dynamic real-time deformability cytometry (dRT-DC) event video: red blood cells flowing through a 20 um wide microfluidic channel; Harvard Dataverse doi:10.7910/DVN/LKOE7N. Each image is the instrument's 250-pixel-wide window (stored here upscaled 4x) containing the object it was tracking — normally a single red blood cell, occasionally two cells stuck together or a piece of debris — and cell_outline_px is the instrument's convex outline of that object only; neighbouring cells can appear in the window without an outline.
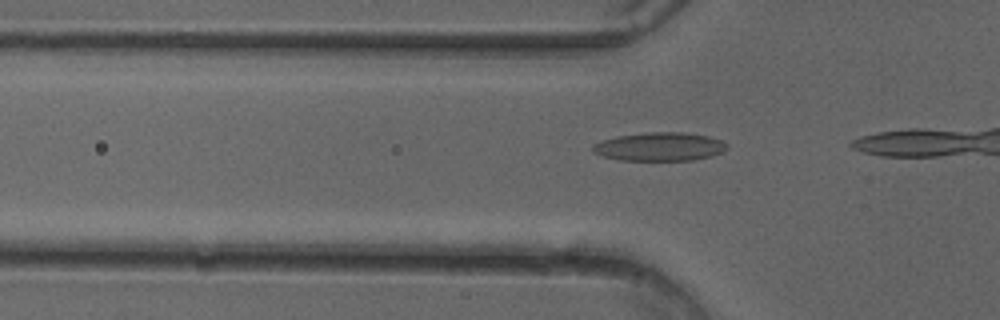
{"species": "common noctule bat (a hibernating species)", "species_latin": "Nyctalus noctula", "temperature_condition": "cold", "stored_images_in_passage": 13, "camera_frame_rate_fps": 3000, "um_per_image_px": 0.085, "animal": {"sex": "female"}, "frame": {"image": 1, "passage_image": 11, "time_ms": 3.333, "image_size_px": [1000, 320], "cell_outline_px": [[728, 148], [724, 152], [712, 156], [692, 160], [620, 160], [604, 156], [592, 152], [592, 144], [600, 140], [616, 136], [648, 132], [684, 132], [708, 136], [720, 140], [728, 144]], "centroid_in_image_um": [56.07, 12.46], "position_along_channel_um": 69.7, "area_um2": 22.48}}